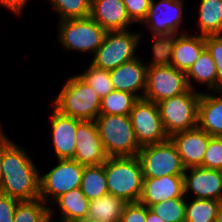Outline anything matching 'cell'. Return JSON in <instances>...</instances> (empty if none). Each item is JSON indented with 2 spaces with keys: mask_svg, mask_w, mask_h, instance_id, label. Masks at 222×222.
Returning <instances> with one entry per match:
<instances>
[{
  "mask_svg": "<svg viewBox=\"0 0 222 222\" xmlns=\"http://www.w3.org/2000/svg\"><path fill=\"white\" fill-rule=\"evenodd\" d=\"M37 165L21 146L3 133L2 194L18 201L40 196V173Z\"/></svg>",
  "mask_w": 222,
  "mask_h": 222,
  "instance_id": "obj_1",
  "label": "cell"
},
{
  "mask_svg": "<svg viewBox=\"0 0 222 222\" xmlns=\"http://www.w3.org/2000/svg\"><path fill=\"white\" fill-rule=\"evenodd\" d=\"M104 171L110 194L128 203L139 202L144 177L137 156L108 157Z\"/></svg>",
  "mask_w": 222,
  "mask_h": 222,
  "instance_id": "obj_2",
  "label": "cell"
},
{
  "mask_svg": "<svg viewBox=\"0 0 222 222\" xmlns=\"http://www.w3.org/2000/svg\"><path fill=\"white\" fill-rule=\"evenodd\" d=\"M61 114L79 120H93L100 115L101 99L78 75L71 76L52 102Z\"/></svg>",
  "mask_w": 222,
  "mask_h": 222,
  "instance_id": "obj_3",
  "label": "cell"
},
{
  "mask_svg": "<svg viewBox=\"0 0 222 222\" xmlns=\"http://www.w3.org/2000/svg\"><path fill=\"white\" fill-rule=\"evenodd\" d=\"M153 61L148 63L146 70V89L144 99L158 103L162 100L178 96L189 87L186 74L171 66L152 48Z\"/></svg>",
  "mask_w": 222,
  "mask_h": 222,
  "instance_id": "obj_4",
  "label": "cell"
},
{
  "mask_svg": "<svg viewBox=\"0 0 222 222\" xmlns=\"http://www.w3.org/2000/svg\"><path fill=\"white\" fill-rule=\"evenodd\" d=\"M95 122L108 157L137 156L141 146L136 140L130 116L99 115Z\"/></svg>",
  "mask_w": 222,
  "mask_h": 222,
  "instance_id": "obj_5",
  "label": "cell"
},
{
  "mask_svg": "<svg viewBox=\"0 0 222 222\" xmlns=\"http://www.w3.org/2000/svg\"><path fill=\"white\" fill-rule=\"evenodd\" d=\"M141 32H130L127 30L107 31L102 45L93 55L94 67L104 70H112L121 64L130 62L136 56L137 47L140 45Z\"/></svg>",
  "mask_w": 222,
  "mask_h": 222,
  "instance_id": "obj_6",
  "label": "cell"
},
{
  "mask_svg": "<svg viewBox=\"0 0 222 222\" xmlns=\"http://www.w3.org/2000/svg\"><path fill=\"white\" fill-rule=\"evenodd\" d=\"M201 93L189 88L183 94L157 103L163 127L169 137L176 132L197 127Z\"/></svg>",
  "mask_w": 222,
  "mask_h": 222,
  "instance_id": "obj_7",
  "label": "cell"
},
{
  "mask_svg": "<svg viewBox=\"0 0 222 222\" xmlns=\"http://www.w3.org/2000/svg\"><path fill=\"white\" fill-rule=\"evenodd\" d=\"M184 0H151L146 17L141 22L147 25L152 33V48H158L165 40L174 35L186 33L180 29L183 22ZM181 32L179 33V31Z\"/></svg>",
  "mask_w": 222,
  "mask_h": 222,
  "instance_id": "obj_8",
  "label": "cell"
},
{
  "mask_svg": "<svg viewBox=\"0 0 222 222\" xmlns=\"http://www.w3.org/2000/svg\"><path fill=\"white\" fill-rule=\"evenodd\" d=\"M58 39L65 50L96 52L102 45L106 30L91 17L59 20Z\"/></svg>",
  "mask_w": 222,
  "mask_h": 222,
  "instance_id": "obj_9",
  "label": "cell"
},
{
  "mask_svg": "<svg viewBox=\"0 0 222 222\" xmlns=\"http://www.w3.org/2000/svg\"><path fill=\"white\" fill-rule=\"evenodd\" d=\"M137 157L144 178L183 175L185 173L186 168L170 138L161 143L141 146Z\"/></svg>",
  "mask_w": 222,
  "mask_h": 222,
  "instance_id": "obj_10",
  "label": "cell"
},
{
  "mask_svg": "<svg viewBox=\"0 0 222 222\" xmlns=\"http://www.w3.org/2000/svg\"><path fill=\"white\" fill-rule=\"evenodd\" d=\"M58 165L40 175V196L47 205L61 195L75 188H80L84 165L73 159H58Z\"/></svg>",
  "mask_w": 222,
  "mask_h": 222,
  "instance_id": "obj_11",
  "label": "cell"
},
{
  "mask_svg": "<svg viewBox=\"0 0 222 222\" xmlns=\"http://www.w3.org/2000/svg\"><path fill=\"white\" fill-rule=\"evenodd\" d=\"M129 116L140 146L161 143L169 139L163 127L157 103L139 98Z\"/></svg>",
  "mask_w": 222,
  "mask_h": 222,
  "instance_id": "obj_12",
  "label": "cell"
},
{
  "mask_svg": "<svg viewBox=\"0 0 222 222\" xmlns=\"http://www.w3.org/2000/svg\"><path fill=\"white\" fill-rule=\"evenodd\" d=\"M205 49V37L188 32L174 35L165 40L158 48L157 53L171 66L187 72Z\"/></svg>",
  "mask_w": 222,
  "mask_h": 222,
  "instance_id": "obj_13",
  "label": "cell"
},
{
  "mask_svg": "<svg viewBox=\"0 0 222 222\" xmlns=\"http://www.w3.org/2000/svg\"><path fill=\"white\" fill-rule=\"evenodd\" d=\"M108 155L93 120H82L76 129V149L73 160L84 166L103 164Z\"/></svg>",
  "mask_w": 222,
  "mask_h": 222,
  "instance_id": "obj_14",
  "label": "cell"
},
{
  "mask_svg": "<svg viewBox=\"0 0 222 222\" xmlns=\"http://www.w3.org/2000/svg\"><path fill=\"white\" fill-rule=\"evenodd\" d=\"M183 180L185 195L192 192L191 196L195 199H212L222 202V170L201 166L186 168Z\"/></svg>",
  "mask_w": 222,
  "mask_h": 222,
  "instance_id": "obj_15",
  "label": "cell"
},
{
  "mask_svg": "<svg viewBox=\"0 0 222 222\" xmlns=\"http://www.w3.org/2000/svg\"><path fill=\"white\" fill-rule=\"evenodd\" d=\"M212 136L196 127L191 130L180 131L169 138L175 144L185 168L200 167Z\"/></svg>",
  "mask_w": 222,
  "mask_h": 222,
  "instance_id": "obj_16",
  "label": "cell"
},
{
  "mask_svg": "<svg viewBox=\"0 0 222 222\" xmlns=\"http://www.w3.org/2000/svg\"><path fill=\"white\" fill-rule=\"evenodd\" d=\"M51 114V134L58 159H73L76 149V129L79 119L61 114L54 107Z\"/></svg>",
  "mask_w": 222,
  "mask_h": 222,
  "instance_id": "obj_17",
  "label": "cell"
},
{
  "mask_svg": "<svg viewBox=\"0 0 222 222\" xmlns=\"http://www.w3.org/2000/svg\"><path fill=\"white\" fill-rule=\"evenodd\" d=\"M183 175L144 178L139 202L148 208L168 199L186 198Z\"/></svg>",
  "mask_w": 222,
  "mask_h": 222,
  "instance_id": "obj_18",
  "label": "cell"
},
{
  "mask_svg": "<svg viewBox=\"0 0 222 222\" xmlns=\"http://www.w3.org/2000/svg\"><path fill=\"white\" fill-rule=\"evenodd\" d=\"M145 63L140 57H137L115 69L109 70L113 89L129 92L138 99L143 98L146 89V70L148 66ZM138 91L142 92V94L137 93Z\"/></svg>",
  "mask_w": 222,
  "mask_h": 222,
  "instance_id": "obj_19",
  "label": "cell"
},
{
  "mask_svg": "<svg viewBox=\"0 0 222 222\" xmlns=\"http://www.w3.org/2000/svg\"><path fill=\"white\" fill-rule=\"evenodd\" d=\"M90 17L106 31L127 30L134 23L122 0H91Z\"/></svg>",
  "mask_w": 222,
  "mask_h": 222,
  "instance_id": "obj_20",
  "label": "cell"
},
{
  "mask_svg": "<svg viewBox=\"0 0 222 222\" xmlns=\"http://www.w3.org/2000/svg\"><path fill=\"white\" fill-rule=\"evenodd\" d=\"M197 127L212 137H222V91L201 93Z\"/></svg>",
  "mask_w": 222,
  "mask_h": 222,
  "instance_id": "obj_21",
  "label": "cell"
},
{
  "mask_svg": "<svg viewBox=\"0 0 222 222\" xmlns=\"http://www.w3.org/2000/svg\"><path fill=\"white\" fill-rule=\"evenodd\" d=\"M185 74L190 89L197 91L192 84L196 82L207 85V91H217V66L206 48ZM192 79L194 81H191Z\"/></svg>",
  "mask_w": 222,
  "mask_h": 222,
  "instance_id": "obj_22",
  "label": "cell"
},
{
  "mask_svg": "<svg viewBox=\"0 0 222 222\" xmlns=\"http://www.w3.org/2000/svg\"><path fill=\"white\" fill-rule=\"evenodd\" d=\"M89 202L90 200L80 188L72 189L61 195L54 201V205L59 206L57 208L61 214L58 222H74L85 218L88 216Z\"/></svg>",
  "mask_w": 222,
  "mask_h": 222,
  "instance_id": "obj_23",
  "label": "cell"
},
{
  "mask_svg": "<svg viewBox=\"0 0 222 222\" xmlns=\"http://www.w3.org/2000/svg\"><path fill=\"white\" fill-rule=\"evenodd\" d=\"M128 202L110 193L89 202L88 216L100 222H120Z\"/></svg>",
  "mask_w": 222,
  "mask_h": 222,
  "instance_id": "obj_24",
  "label": "cell"
},
{
  "mask_svg": "<svg viewBox=\"0 0 222 222\" xmlns=\"http://www.w3.org/2000/svg\"><path fill=\"white\" fill-rule=\"evenodd\" d=\"M199 6V35H222V0H200Z\"/></svg>",
  "mask_w": 222,
  "mask_h": 222,
  "instance_id": "obj_25",
  "label": "cell"
},
{
  "mask_svg": "<svg viewBox=\"0 0 222 222\" xmlns=\"http://www.w3.org/2000/svg\"><path fill=\"white\" fill-rule=\"evenodd\" d=\"M222 213V202L212 199L186 198L185 222H215Z\"/></svg>",
  "mask_w": 222,
  "mask_h": 222,
  "instance_id": "obj_26",
  "label": "cell"
},
{
  "mask_svg": "<svg viewBox=\"0 0 222 222\" xmlns=\"http://www.w3.org/2000/svg\"><path fill=\"white\" fill-rule=\"evenodd\" d=\"M80 189L90 201L109 193L104 163L84 167Z\"/></svg>",
  "mask_w": 222,
  "mask_h": 222,
  "instance_id": "obj_27",
  "label": "cell"
},
{
  "mask_svg": "<svg viewBox=\"0 0 222 222\" xmlns=\"http://www.w3.org/2000/svg\"><path fill=\"white\" fill-rule=\"evenodd\" d=\"M138 98L125 91L113 90L101 99L100 115H130Z\"/></svg>",
  "mask_w": 222,
  "mask_h": 222,
  "instance_id": "obj_28",
  "label": "cell"
},
{
  "mask_svg": "<svg viewBox=\"0 0 222 222\" xmlns=\"http://www.w3.org/2000/svg\"><path fill=\"white\" fill-rule=\"evenodd\" d=\"M50 219V207L40 198L19 201L13 222H47Z\"/></svg>",
  "mask_w": 222,
  "mask_h": 222,
  "instance_id": "obj_29",
  "label": "cell"
},
{
  "mask_svg": "<svg viewBox=\"0 0 222 222\" xmlns=\"http://www.w3.org/2000/svg\"><path fill=\"white\" fill-rule=\"evenodd\" d=\"M59 20L90 17L91 0H49Z\"/></svg>",
  "mask_w": 222,
  "mask_h": 222,
  "instance_id": "obj_30",
  "label": "cell"
},
{
  "mask_svg": "<svg viewBox=\"0 0 222 222\" xmlns=\"http://www.w3.org/2000/svg\"><path fill=\"white\" fill-rule=\"evenodd\" d=\"M78 76L97 93L100 99L112 92L113 86L109 70L99 69L92 64Z\"/></svg>",
  "mask_w": 222,
  "mask_h": 222,
  "instance_id": "obj_31",
  "label": "cell"
},
{
  "mask_svg": "<svg viewBox=\"0 0 222 222\" xmlns=\"http://www.w3.org/2000/svg\"><path fill=\"white\" fill-rule=\"evenodd\" d=\"M185 198L168 199L149 207L165 222H185Z\"/></svg>",
  "mask_w": 222,
  "mask_h": 222,
  "instance_id": "obj_32",
  "label": "cell"
},
{
  "mask_svg": "<svg viewBox=\"0 0 222 222\" xmlns=\"http://www.w3.org/2000/svg\"><path fill=\"white\" fill-rule=\"evenodd\" d=\"M201 167L222 170V137L209 139Z\"/></svg>",
  "mask_w": 222,
  "mask_h": 222,
  "instance_id": "obj_33",
  "label": "cell"
},
{
  "mask_svg": "<svg viewBox=\"0 0 222 222\" xmlns=\"http://www.w3.org/2000/svg\"><path fill=\"white\" fill-rule=\"evenodd\" d=\"M205 48L217 66V91H222V35L206 36Z\"/></svg>",
  "mask_w": 222,
  "mask_h": 222,
  "instance_id": "obj_34",
  "label": "cell"
},
{
  "mask_svg": "<svg viewBox=\"0 0 222 222\" xmlns=\"http://www.w3.org/2000/svg\"><path fill=\"white\" fill-rule=\"evenodd\" d=\"M129 18L134 22L141 23L150 8L151 0H122Z\"/></svg>",
  "mask_w": 222,
  "mask_h": 222,
  "instance_id": "obj_35",
  "label": "cell"
},
{
  "mask_svg": "<svg viewBox=\"0 0 222 222\" xmlns=\"http://www.w3.org/2000/svg\"><path fill=\"white\" fill-rule=\"evenodd\" d=\"M145 220L146 205L140 202H132L126 205L120 222H145Z\"/></svg>",
  "mask_w": 222,
  "mask_h": 222,
  "instance_id": "obj_36",
  "label": "cell"
},
{
  "mask_svg": "<svg viewBox=\"0 0 222 222\" xmlns=\"http://www.w3.org/2000/svg\"><path fill=\"white\" fill-rule=\"evenodd\" d=\"M18 200L8 195L0 194V222H13Z\"/></svg>",
  "mask_w": 222,
  "mask_h": 222,
  "instance_id": "obj_37",
  "label": "cell"
},
{
  "mask_svg": "<svg viewBox=\"0 0 222 222\" xmlns=\"http://www.w3.org/2000/svg\"><path fill=\"white\" fill-rule=\"evenodd\" d=\"M29 0H0V5L14 14L21 16L22 10Z\"/></svg>",
  "mask_w": 222,
  "mask_h": 222,
  "instance_id": "obj_38",
  "label": "cell"
},
{
  "mask_svg": "<svg viewBox=\"0 0 222 222\" xmlns=\"http://www.w3.org/2000/svg\"><path fill=\"white\" fill-rule=\"evenodd\" d=\"M145 222H165L162 220L157 214H155L152 210H150L146 206V220Z\"/></svg>",
  "mask_w": 222,
  "mask_h": 222,
  "instance_id": "obj_39",
  "label": "cell"
},
{
  "mask_svg": "<svg viewBox=\"0 0 222 222\" xmlns=\"http://www.w3.org/2000/svg\"><path fill=\"white\" fill-rule=\"evenodd\" d=\"M2 126L0 125V194L2 193V156H3V129H1Z\"/></svg>",
  "mask_w": 222,
  "mask_h": 222,
  "instance_id": "obj_40",
  "label": "cell"
},
{
  "mask_svg": "<svg viewBox=\"0 0 222 222\" xmlns=\"http://www.w3.org/2000/svg\"><path fill=\"white\" fill-rule=\"evenodd\" d=\"M74 222H100L99 220L95 219V218H92V217H89V216H86L85 218H82V219H79V220H76Z\"/></svg>",
  "mask_w": 222,
  "mask_h": 222,
  "instance_id": "obj_41",
  "label": "cell"
},
{
  "mask_svg": "<svg viewBox=\"0 0 222 222\" xmlns=\"http://www.w3.org/2000/svg\"><path fill=\"white\" fill-rule=\"evenodd\" d=\"M54 212H55L54 205H53V209H52V206H50V219L47 222H52V218H54L52 217L54 216Z\"/></svg>",
  "mask_w": 222,
  "mask_h": 222,
  "instance_id": "obj_42",
  "label": "cell"
},
{
  "mask_svg": "<svg viewBox=\"0 0 222 222\" xmlns=\"http://www.w3.org/2000/svg\"><path fill=\"white\" fill-rule=\"evenodd\" d=\"M215 222H222V213L219 215V217L215 220Z\"/></svg>",
  "mask_w": 222,
  "mask_h": 222,
  "instance_id": "obj_43",
  "label": "cell"
}]
</instances>
